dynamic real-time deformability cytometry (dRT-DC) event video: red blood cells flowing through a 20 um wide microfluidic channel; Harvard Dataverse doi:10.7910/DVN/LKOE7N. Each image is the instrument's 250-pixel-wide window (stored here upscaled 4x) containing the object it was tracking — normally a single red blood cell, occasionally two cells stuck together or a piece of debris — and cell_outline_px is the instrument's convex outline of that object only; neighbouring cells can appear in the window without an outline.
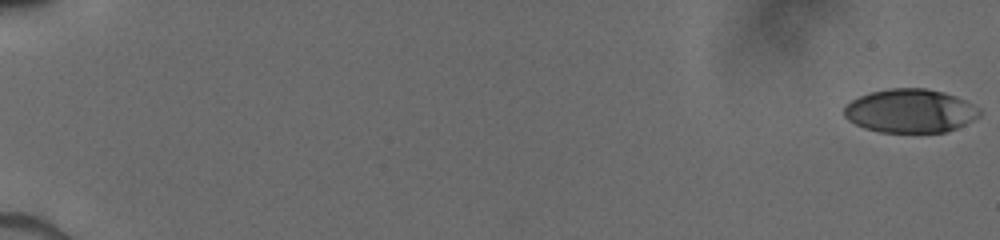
{"species": "human", "species_latin": "Homo sapiens", "temperature_condition": "cold", "stored_images_in_passage": 26, "camera_frame_rate_fps": 3000, "um_per_image_px": 0.085, "donor": {"sex": "male"}, "frame": {"image": 1, "passage_image": 1, "time_ms": 0.0, "image_size_px": [1000, 240], "cell_outline_px": [[980, 116], [956, 128], [944, 132], [880, 132], [864, 128], [848, 120], [844, 116], [844, 108], [852, 100], [860, 96], [872, 92], [888, 88], [924, 88], [944, 92], [956, 96], [980, 108]], "centroid_in_image_um": [77.37, 9.42], "position_along_channel_um": 7.6, "area_um2": 34.28}}
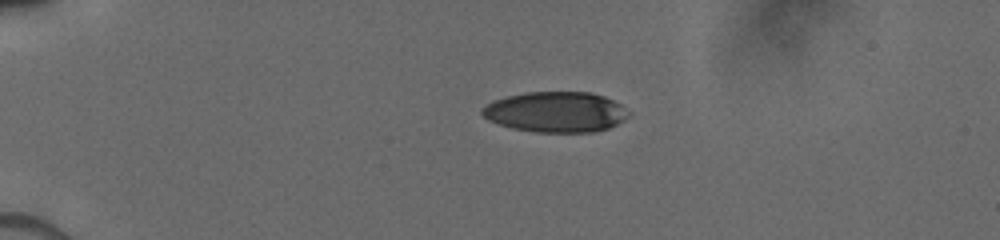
{"frame": {"image": 2, "passage_image": 19, "time_ms": 4.333, "image_size_px": [1000, 240], "cell_outline_px": [[628, 116], [624, 120], [608, 128], [596, 132], [536, 132], [512, 128], [488, 120], [480, 112], [480, 108], [492, 100], [508, 96], [528, 92], [588, 92], [604, 96], [620, 104], [628, 112]], "centroid_in_image_um": [47.21, 9.52], "position_along_channel_um": 37.8, "area_um2": 34.51}}